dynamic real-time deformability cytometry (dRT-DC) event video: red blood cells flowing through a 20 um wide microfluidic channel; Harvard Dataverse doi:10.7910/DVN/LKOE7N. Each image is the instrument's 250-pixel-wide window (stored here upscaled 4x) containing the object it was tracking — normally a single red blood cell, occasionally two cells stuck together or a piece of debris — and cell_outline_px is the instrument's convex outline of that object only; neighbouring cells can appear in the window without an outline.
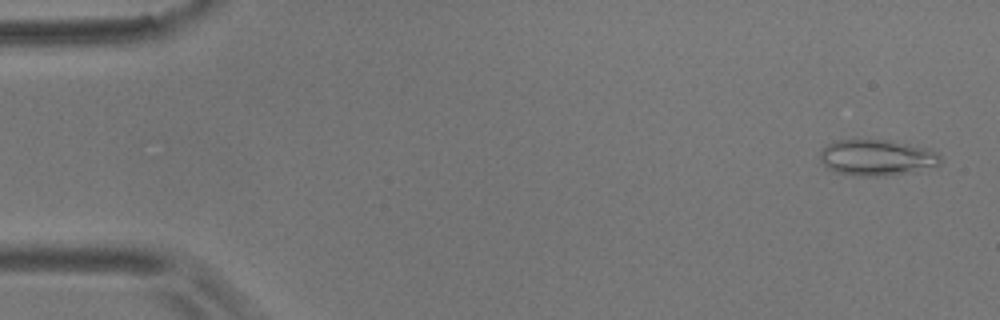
{"species": "common noctule bat (a hibernating species)", "species_latin": "Nyctalus noctula", "temperature_condition": "room temperature", "stored_images_in_passage": 3, "camera_frame_rate_fps": 3000, "um_per_image_px": 0.085, "animal": {"sex": "male", "body_mass_g": 17.9}, "frame": {"image": 1, "passage_image": 3, "time_ms": 0.667, "image_size_px": [1000, 320], "cell_outline_px": [[940, 164], [904, 172], [884, 176], [860, 176], [836, 172], [828, 168], [820, 160], [820, 148], [836, 140], [852, 136], [888, 140], [928, 148], [936, 152], [940, 156]], "centroid_in_image_um": [74.42, 13.33], "position_along_channel_um": 10.6, "area_um2": 25.61}}